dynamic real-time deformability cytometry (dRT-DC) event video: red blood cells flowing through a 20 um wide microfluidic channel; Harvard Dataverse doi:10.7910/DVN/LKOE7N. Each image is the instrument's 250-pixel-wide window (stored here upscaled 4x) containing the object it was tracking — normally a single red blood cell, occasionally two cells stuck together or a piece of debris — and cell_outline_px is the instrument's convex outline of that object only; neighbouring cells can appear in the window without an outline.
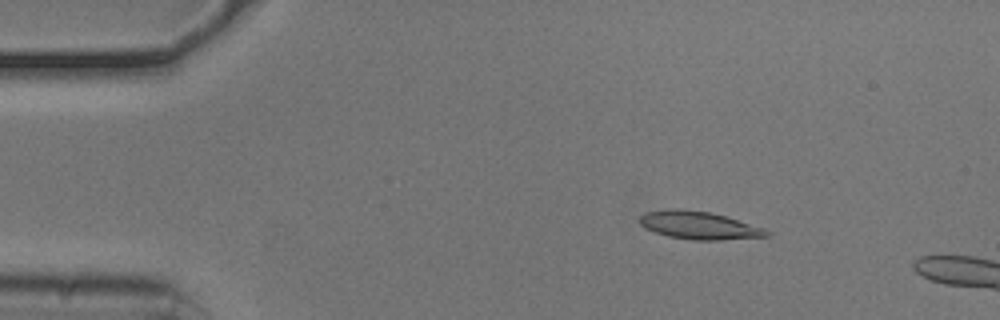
{"species": "common noctule bat (a hibernating species)", "species_latin": "Nyctalus noctula", "temperature_condition": "cold", "stored_images_in_passage": 14, "camera_frame_rate_fps": 3000, "um_per_image_px": 0.085, "animal": {"sex": "male", "body_mass_g": 20.5, "forearm_length_mm": 52.5}, "frame": {"image": 1, "passage_image": 8, "time_ms": 2.333, "image_size_px": [1000, 320], "cell_outline_px": [[772, 236], [720, 240], [692, 240], [668, 236], [644, 228], [640, 224], [640, 216], [644, 212], [672, 208], [676, 208], [708, 212], [724, 216], [764, 228], [772, 232]], "centroid_in_image_um": [59.42, 19.16], "position_along_channel_um": 25.6, "area_um2": 20.58}}